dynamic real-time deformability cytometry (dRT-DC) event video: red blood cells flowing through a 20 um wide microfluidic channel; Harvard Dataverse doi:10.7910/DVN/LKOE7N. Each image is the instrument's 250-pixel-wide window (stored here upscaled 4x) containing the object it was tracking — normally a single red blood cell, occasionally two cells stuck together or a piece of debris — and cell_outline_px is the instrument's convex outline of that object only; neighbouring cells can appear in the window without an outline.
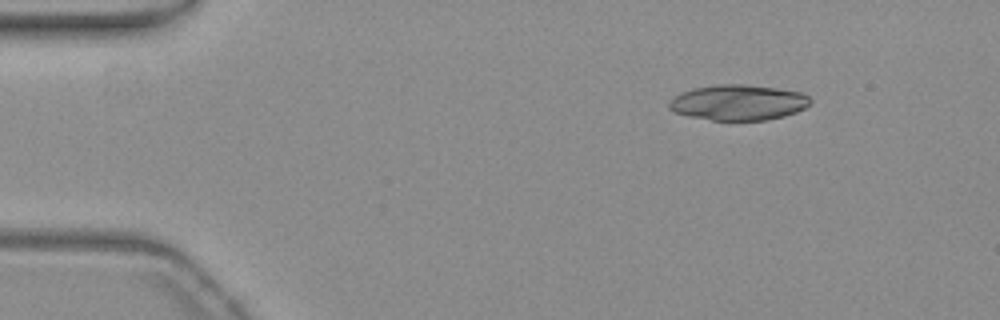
{"species": "common noctule bat (a hibernating species)", "species_latin": "Nyctalus noctula", "temperature_condition": "warm", "stored_images_in_passage": 25, "camera_frame_rate_fps": 3000, "um_per_image_px": 0.085, "animal": {"sex": "female", "body_mass_g": 19.3, "forearm_length_mm": 54.1}, "frame": {"image": 1, "passage_image": 1, "time_ms": 0.0, "image_size_px": [1000, 320], "cell_outline_px": [[812, 100], [804, 108], [796, 112], [784, 116], [764, 120], [712, 120], [688, 116], [676, 112], [668, 108], [668, 100], [672, 96], [680, 92], [692, 88], [716, 84], [744, 84], [776, 88], [800, 92], [808, 96]], "centroid_in_image_um": [62.7, 8.7], "position_along_channel_um": 22.3, "area_um2": 29.36}}
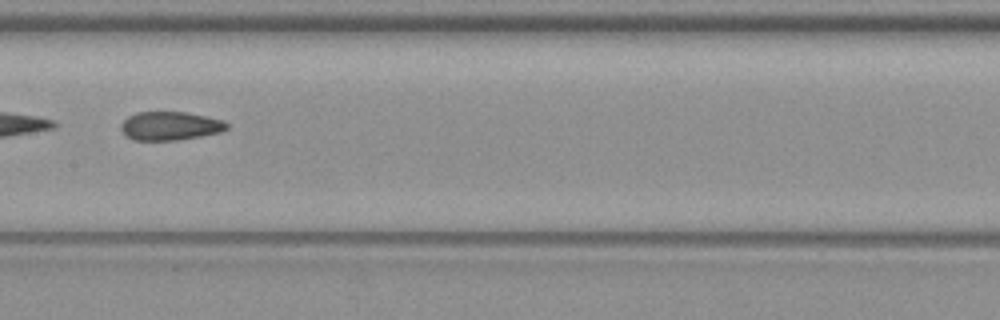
{"frame": {"image": 2, "passage_image": 22, "time_ms": 7.0, "image_size_px": [1000, 320], "cell_outline_px": [[228, 128], [220, 132], [200, 136], [176, 140], [132, 140], [120, 128], [120, 124], [128, 116], [136, 112], [184, 112], [224, 120], [228, 124]], "centroid_in_image_um": [14.45, 10.7], "position_along_channel_um": 193.0, "area_um2": 17.51}}